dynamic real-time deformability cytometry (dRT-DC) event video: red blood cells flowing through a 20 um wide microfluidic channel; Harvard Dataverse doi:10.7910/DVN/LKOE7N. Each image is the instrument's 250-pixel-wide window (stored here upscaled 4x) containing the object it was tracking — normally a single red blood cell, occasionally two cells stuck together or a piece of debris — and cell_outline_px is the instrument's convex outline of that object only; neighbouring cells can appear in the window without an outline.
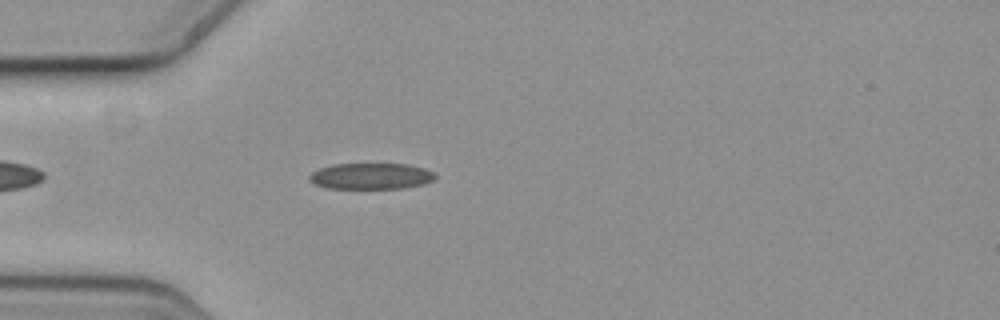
{"species": "common noctule bat (a hibernating species)", "species_latin": "Nyctalus noctula", "temperature_condition": "cold", "stored_images_in_passage": 5, "camera_frame_rate_fps": 3000, "um_per_image_px": 0.085, "animal": {"sex": "female", "body_mass_g": 19.3, "forearm_length_mm": 54.1}, "frame": {"image": 1, "passage_image": 5, "time_ms": 1.333, "image_size_px": [1000, 320], "cell_outline_px": [[436, 176], [432, 180], [420, 184], [404, 188], [328, 188], [316, 184], [308, 180], [308, 176], [312, 172], [320, 168], [332, 164], [408, 164], [424, 168], [432, 172]], "centroid_in_image_um": [31.49, 14.96], "position_along_channel_um": 53.5, "area_um2": 18.96}}